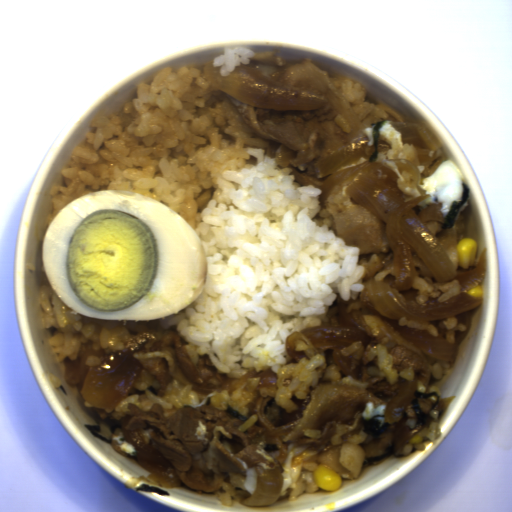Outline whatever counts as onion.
<instances>
[{
  "instance_id": "06740285",
  "label": "onion",
  "mask_w": 512,
  "mask_h": 512,
  "mask_svg": "<svg viewBox=\"0 0 512 512\" xmlns=\"http://www.w3.org/2000/svg\"><path fill=\"white\" fill-rule=\"evenodd\" d=\"M402 143L412 144L419 164L404 158L369 162V140L361 137L314 163L318 179L291 167L300 185L320 189V208L327 209L330 195L346 185L347 195L384 224V237L394 257V277L362 282L359 302L390 324L405 340L426 355L455 361L460 347L445 336L433 337L420 329L399 325L400 319L434 322L480 307L484 298L466 291L481 283L486 271L487 244L477 265L456 270L448 250L465 232L468 201L461 206L454 226L436 235L413 207L432 196L420 185L446 161V153L432 131L417 120H392Z\"/></svg>"
},
{
  "instance_id": "6bf65262",
  "label": "onion",
  "mask_w": 512,
  "mask_h": 512,
  "mask_svg": "<svg viewBox=\"0 0 512 512\" xmlns=\"http://www.w3.org/2000/svg\"><path fill=\"white\" fill-rule=\"evenodd\" d=\"M213 59L204 64L206 81L240 103L258 108L282 111H316L326 107L329 100L314 93L298 89L242 64L235 66L228 76L220 74Z\"/></svg>"
},
{
  "instance_id": "55239325",
  "label": "onion",
  "mask_w": 512,
  "mask_h": 512,
  "mask_svg": "<svg viewBox=\"0 0 512 512\" xmlns=\"http://www.w3.org/2000/svg\"><path fill=\"white\" fill-rule=\"evenodd\" d=\"M335 303L340 312L337 314L340 323H325L314 327L303 328L290 332L285 338L286 352L297 362L301 359L296 350L297 341H303L315 353L333 350L331 359L347 377L358 379L362 365L352 369L350 357L344 356L342 349L347 345L361 341L362 347L371 344L375 339L364 320L354 311H348V301H344L337 293Z\"/></svg>"
},
{
  "instance_id": "23ac38db",
  "label": "onion",
  "mask_w": 512,
  "mask_h": 512,
  "mask_svg": "<svg viewBox=\"0 0 512 512\" xmlns=\"http://www.w3.org/2000/svg\"><path fill=\"white\" fill-rule=\"evenodd\" d=\"M143 368L133 351L119 349L107 354L96 366L89 367L79 392L98 409L112 410L127 398Z\"/></svg>"
},
{
  "instance_id": "2ce2d468",
  "label": "onion",
  "mask_w": 512,
  "mask_h": 512,
  "mask_svg": "<svg viewBox=\"0 0 512 512\" xmlns=\"http://www.w3.org/2000/svg\"><path fill=\"white\" fill-rule=\"evenodd\" d=\"M122 436L125 442L135 448L133 460L141 468L149 472L148 475H139V480L148 482L161 488H177L184 482L169 460L156 447L154 441L142 431H124Z\"/></svg>"
},
{
  "instance_id": "275d332c",
  "label": "onion",
  "mask_w": 512,
  "mask_h": 512,
  "mask_svg": "<svg viewBox=\"0 0 512 512\" xmlns=\"http://www.w3.org/2000/svg\"><path fill=\"white\" fill-rule=\"evenodd\" d=\"M418 388L417 374L413 381L404 380L397 387L395 395L387 403L384 420L388 425L394 424L393 450L394 453L410 441L424 426L422 423L414 429H409L405 424L408 417L405 412L413 399Z\"/></svg>"
},
{
  "instance_id": "25a0d678",
  "label": "onion",
  "mask_w": 512,
  "mask_h": 512,
  "mask_svg": "<svg viewBox=\"0 0 512 512\" xmlns=\"http://www.w3.org/2000/svg\"><path fill=\"white\" fill-rule=\"evenodd\" d=\"M256 473V488L253 494L238 501L244 506L266 507L274 503L281 494L283 474L280 466H254Z\"/></svg>"
},
{
  "instance_id": "bf0cefb9",
  "label": "onion",
  "mask_w": 512,
  "mask_h": 512,
  "mask_svg": "<svg viewBox=\"0 0 512 512\" xmlns=\"http://www.w3.org/2000/svg\"><path fill=\"white\" fill-rule=\"evenodd\" d=\"M271 398L272 396L269 395L266 397L260 395L254 411L258 417V425L267 433L266 444H275L278 447V455L274 467L281 469L289 456V449L280 436L291 433L297 427L300 418L282 426H274L265 413V406Z\"/></svg>"
},
{
  "instance_id": "9b606d95",
  "label": "onion",
  "mask_w": 512,
  "mask_h": 512,
  "mask_svg": "<svg viewBox=\"0 0 512 512\" xmlns=\"http://www.w3.org/2000/svg\"><path fill=\"white\" fill-rule=\"evenodd\" d=\"M257 379L255 383L256 388H272L277 387L278 378L276 374L269 368L267 370H260L259 372H254L253 368L241 376L237 380L229 383H224L223 391H231L234 389H238L243 386L248 380Z\"/></svg>"
},
{
  "instance_id": "997b7004",
  "label": "onion",
  "mask_w": 512,
  "mask_h": 512,
  "mask_svg": "<svg viewBox=\"0 0 512 512\" xmlns=\"http://www.w3.org/2000/svg\"><path fill=\"white\" fill-rule=\"evenodd\" d=\"M413 396H414V398L412 399L410 404H411L412 411L415 415V428H416L420 424H422L424 426L429 417V413L423 411L420 408L418 399H427L430 396H435L436 400L433 401L431 408H430V410H431L438 403H440L442 397H441L440 393H438L436 391H432L431 393H422L418 390H415Z\"/></svg>"
},
{
  "instance_id": "f3f465da",
  "label": "onion",
  "mask_w": 512,
  "mask_h": 512,
  "mask_svg": "<svg viewBox=\"0 0 512 512\" xmlns=\"http://www.w3.org/2000/svg\"><path fill=\"white\" fill-rule=\"evenodd\" d=\"M224 411L227 412L233 418H237V419H239L242 422H246V420H247L246 416H244L240 412H238L235 409H233L232 407H230L228 403H227Z\"/></svg>"
},
{
  "instance_id": "cc389a45",
  "label": "onion",
  "mask_w": 512,
  "mask_h": 512,
  "mask_svg": "<svg viewBox=\"0 0 512 512\" xmlns=\"http://www.w3.org/2000/svg\"><path fill=\"white\" fill-rule=\"evenodd\" d=\"M456 396H447V397H443V398H440V401H439V404H438V410L439 412L440 411H444L447 406L455 399Z\"/></svg>"
}]
</instances>
